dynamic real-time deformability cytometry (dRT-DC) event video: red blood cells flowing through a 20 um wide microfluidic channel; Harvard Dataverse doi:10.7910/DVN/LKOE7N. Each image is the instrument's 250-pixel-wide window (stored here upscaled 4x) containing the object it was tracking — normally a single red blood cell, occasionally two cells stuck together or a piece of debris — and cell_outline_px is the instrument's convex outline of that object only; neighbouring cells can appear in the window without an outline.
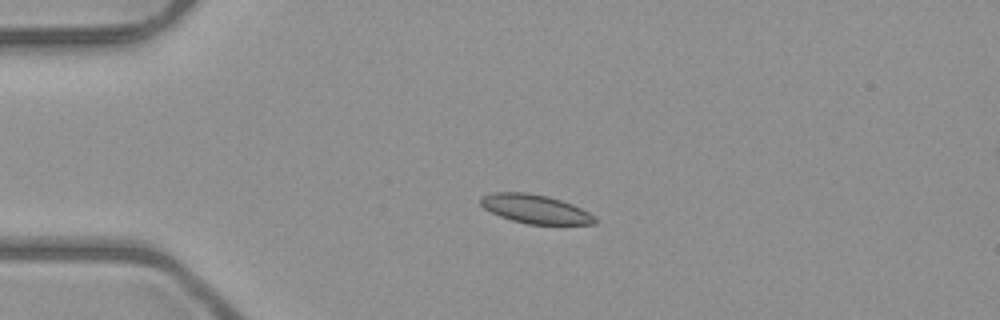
{"species": "common noctule bat (a hibernating species)", "species_latin": "Nyctalus noctula", "temperature_condition": "room temperature", "stored_images_in_passage": 5, "segment_of_instrument_passage": [1, 2], "camera_frame_rate_fps": 3000, "um_per_image_px": 0.085, "animal": {"sex": "male", "body_mass_g": 23.1, "forearm_length_mm": 52.7}, "frame": {"image": 1, "passage_image": 3, "time_ms": 2.333, "image_size_px": [1000, 320], "cell_outline_px": [[596, 224], [528, 224], [512, 220], [500, 216], [484, 208], [480, 204], [480, 196], [492, 192], [528, 192], [548, 196], [572, 204], [596, 216]], "centroid_in_image_um": [45.48, 17.75], "position_along_channel_um": 39.5, "area_um2": 19.19}}